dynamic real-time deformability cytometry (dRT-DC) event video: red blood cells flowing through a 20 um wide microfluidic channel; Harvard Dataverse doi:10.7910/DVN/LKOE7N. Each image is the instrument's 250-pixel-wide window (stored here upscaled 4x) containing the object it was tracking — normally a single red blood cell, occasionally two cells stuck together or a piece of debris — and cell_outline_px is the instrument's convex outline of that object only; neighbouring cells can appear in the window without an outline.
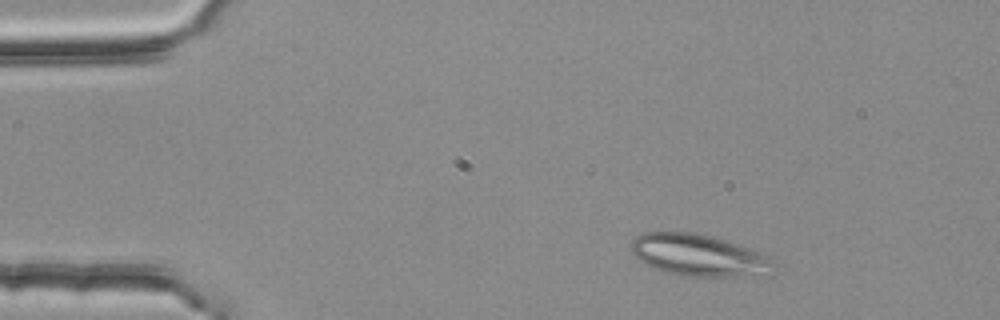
{"species": "common noctule bat (a hibernating species)", "species_latin": "Nyctalus noctula", "temperature_condition": "room temperature", "stored_images_in_passage": 2, "camera_frame_rate_fps": 3000, "um_per_image_px": 0.085, "animal": {"sex": "female", "body_mass_g": 25.1}, "frame": {"image": 1, "passage_image": 1, "time_ms": 0.0, "image_size_px": [1000, 320], "cell_outline_px": [[780, 264], [772, 276], [680, 276], [664, 272], [652, 268], [644, 264], [632, 252], [632, 240], [636, 236], [644, 232], [688, 232], [708, 236], [736, 244], [776, 256]], "centroid_in_image_um": [59.56, 21.74], "position_along_channel_um": 25.4, "area_um2": 35.6}}